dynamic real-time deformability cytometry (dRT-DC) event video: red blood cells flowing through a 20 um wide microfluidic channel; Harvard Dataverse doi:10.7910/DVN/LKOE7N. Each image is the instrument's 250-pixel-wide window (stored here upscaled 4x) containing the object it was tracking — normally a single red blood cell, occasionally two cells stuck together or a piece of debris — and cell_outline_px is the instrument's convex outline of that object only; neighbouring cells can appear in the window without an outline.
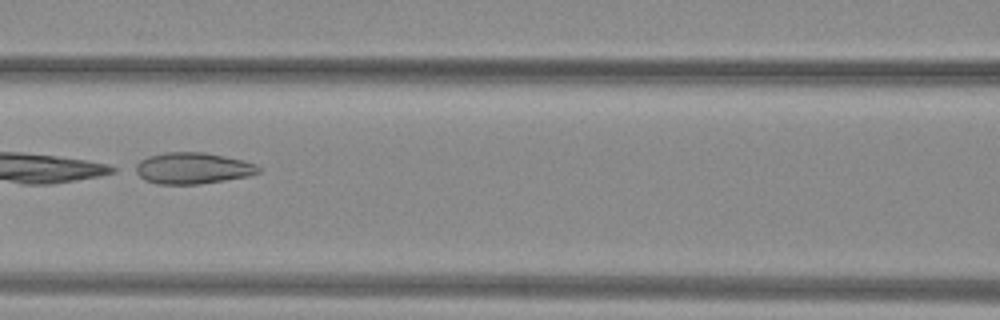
{"species": "common noctule bat (a hibernating species)", "species_latin": "Nyctalus noctula", "temperature_condition": "warm", "stored_images_in_passage": 47, "camera_frame_rate_fps": 3000, "um_per_image_px": 0.085, "animal": {"sex": "female", "body_mass_g": 29.2, "forearm_length_mm": 56.3}, "frame": {"image": 1, "passage_image": 20, "time_ms": 6.333, "image_size_px": [1000, 320], "cell_outline_px": [[260, 172], [248, 176], [200, 184], [156, 184], [144, 180], [132, 172], [128, 168], [140, 160], [148, 156], [164, 152], [204, 152], [224, 156], [256, 164], [260, 168]], "centroid_in_image_um": [16.25, 14.3], "position_along_channel_um": 150.3, "area_um2": 22.83}}
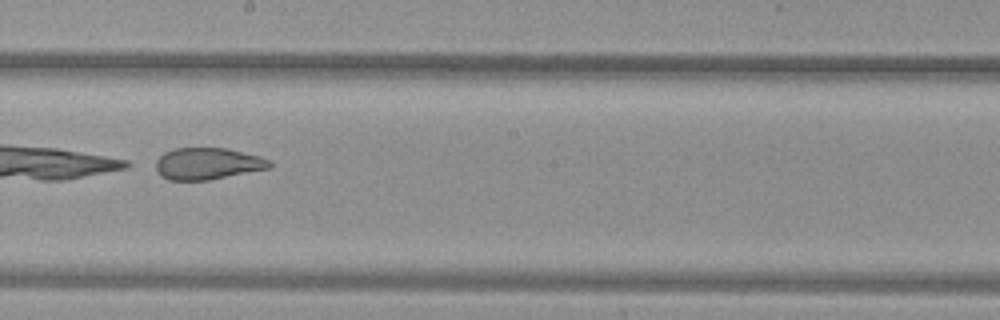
{"frame": {"image": 2, "passage_image": 26, "time_ms": 8.333, "image_size_px": [1000, 320], "cell_outline_px": [[272, 168], [208, 180], [168, 180], [160, 176], [156, 168], [156, 160], [164, 152], [176, 148], [228, 148], [260, 156], [272, 160]], "centroid_in_image_um": [17.68, 13.91], "position_along_channel_um": 230.5, "area_um2": 21.27}}
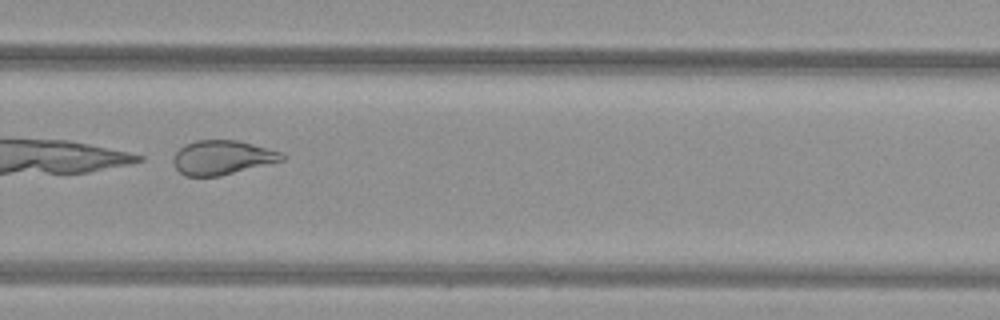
{"frame": {"image": 3, "passage_image": 32, "time_ms": 10.333, "image_size_px": [1000, 320], "cell_outline_px": [[284, 160], [220, 176], [184, 176], [172, 164], [172, 156], [184, 144], [196, 140], [236, 140], [268, 148], [280, 152], [284, 156]], "centroid_in_image_um": [18.83, 13.39], "position_along_channel_um": 311.0, "area_um2": 21.68}}